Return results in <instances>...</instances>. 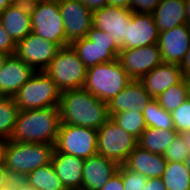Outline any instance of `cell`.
Here are the masks:
<instances>
[{
	"label": "cell",
	"instance_id": "6da1fadb",
	"mask_svg": "<svg viewBox=\"0 0 190 190\" xmlns=\"http://www.w3.org/2000/svg\"><path fill=\"white\" fill-rule=\"evenodd\" d=\"M61 123L98 130L109 118L108 103L84 88L61 92Z\"/></svg>",
	"mask_w": 190,
	"mask_h": 190
},
{
	"label": "cell",
	"instance_id": "7a4b0ae2",
	"mask_svg": "<svg viewBox=\"0 0 190 190\" xmlns=\"http://www.w3.org/2000/svg\"><path fill=\"white\" fill-rule=\"evenodd\" d=\"M60 125L59 106L22 110L18 113L10 140L55 145Z\"/></svg>",
	"mask_w": 190,
	"mask_h": 190
},
{
	"label": "cell",
	"instance_id": "3957f363",
	"mask_svg": "<svg viewBox=\"0 0 190 190\" xmlns=\"http://www.w3.org/2000/svg\"><path fill=\"white\" fill-rule=\"evenodd\" d=\"M53 144L7 140L2 160L11 179H24L30 172L51 162Z\"/></svg>",
	"mask_w": 190,
	"mask_h": 190
},
{
	"label": "cell",
	"instance_id": "277c9868",
	"mask_svg": "<svg viewBox=\"0 0 190 190\" xmlns=\"http://www.w3.org/2000/svg\"><path fill=\"white\" fill-rule=\"evenodd\" d=\"M133 80L118 59L87 68L84 89L109 103Z\"/></svg>",
	"mask_w": 190,
	"mask_h": 190
},
{
	"label": "cell",
	"instance_id": "5b68a950",
	"mask_svg": "<svg viewBox=\"0 0 190 190\" xmlns=\"http://www.w3.org/2000/svg\"><path fill=\"white\" fill-rule=\"evenodd\" d=\"M61 91L45 71H35L13 99L22 110L59 106Z\"/></svg>",
	"mask_w": 190,
	"mask_h": 190
},
{
	"label": "cell",
	"instance_id": "8992f818",
	"mask_svg": "<svg viewBox=\"0 0 190 190\" xmlns=\"http://www.w3.org/2000/svg\"><path fill=\"white\" fill-rule=\"evenodd\" d=\"M45 72L61 92L84 87L87 67L71 45L61 47Z\"/></svg>",
	"mask_w": 190,
	"mask_h": 190
},
{
	"label": "cell",
	"instance_id": "52a82bcc",
	"mask_svg": "<svg viewBox=\"0 0 190 190\" xmlns=\"http://www.w3.org/2000/svg\"><path fill=\"white\" fill-rule=\"evenodd\" d=\"M32 33L60 47L70 45L66 40L58 0L30 1Z\"/></svg>",
	"mask_w": 190,
	"mask_h": 190
},
{
	"label": "cell",
	"instance_id": "ba28073f",
	"mask_svg": "<svg viewBox=\"0 0 190 190\" xmlns=\"http://www.w3.org/2000/svg\"><path fill=\"white\" fill-rule=\"evenodd\" d=\"M70 45L87 68L116 60L121 50L109 33L93 26L86 37L75 40Z\"/></svg>",
	"mask_w": 190,
	"mask_h": 190
},
{
	"label": "cell",
	"instance_id": "9c48e42d",
	"mask_svg": "<svg viewBox=\"0 0 190 190\" xmlns=\"http://www.w3.org/2000/svg\"><path fill=\"white\" fill-rule=\"evenodd\" d=\"M138 145V139L127 133L111 118H109L97 130V151L105 158L124 165L134 148Z\"/></svg>",
	"mask_w": 190,
	"mask_h": 190
},
{
	"label": "cell",
	"instance_id": "30bf717a",
	"mask_svg": "<svg viewBox=\"0 0 190 190\" xmlns=\"http://www.w3.org/2000/svg\"><path fill=\"white\" fill-rule=\"evenodd\" d=\"M54 148L58 152L88 159L98 154L97 130L61 123Z\"/></svg>",
	"mask_w": 190,
	"mask_h": 190
},
{
	"label": "cell",
	"instance_id": "8fae6325",
	"mask_svg": "<svg viewBox=\"0 0 190 190\" xmlns=\"http://www.w3.org/2000/svg\"><path fill=\"white\" fill-rule=\"evenodd\" d=\"M132 13L129 8L106 5L92 12V26L109 33L120 49H126L127 25Z\"/></svg>",
	"mask_w": 190,
	"mask_h": 190
},
{
	"label": "cell",
	"instance_id": "7c38bea8",
	"mask_svg": "<svg viewBox=\"0 0 190 190\" xmlns=\"http://www.w3.org/2000/svg\"><path fill=\"white\" fill-rule=\"evenodd\" d=\"M61 47L30 33L16 44L15 55L35 71H45Z\"/></svg>",
	"mask_w": 190,
	"mask_h": 190
},
{
	"label": "cell",
	"instance_id": "4fadbf2b",
	"mask_svg": "<svg viewBox=\"0 0 190 190\" xmlns=\"http://www.w3.org/2000/svg\"><path fill=\"white\" fill-rule=\"evenodd\" d=\"M132 80H141L163 61L157 44L133 49H121L118 58Z\"/></svg>",
	"mask_w": 190,
	"mask_h": 190
},
{
	"label": "cell",
	"instance_id": "5bb4252c",
	"mask_svg": "<svg viewBox=\"0 0 190 190\" xmlns=\"http://www.w3.org/2000/svg\"><path fill=\"white\" fill-rule=\"evenodd\" d=\"M66 40L73 41L87 36L92 27V11L79 0H58Z\"/></svg>",
	"mask_w": 190,
	"mask_h": 190
},
{
	"label": "cell",
	"instance_id": "9a60e30c",
	"mask_svg": "<svg viewBox=\"0 0 190 190\" xmlns=\"http://www.w3.org/2000/svg\"><path fill=\"white\" fill-rule=\"evenodd\" d=\"M157 45L164 63L181 65L190 46V25L160 32Z\"/></svg>",
	"mask_w": 190,
	"mask_h": 190
},
{
	"label": "cell",
	"instance_id": "2e32d148",
	"mask_svg": "<svg viewBox=\"0 0 190 190\" xmlns=\"http://www.w3.org/2000/svg\"><path fill=\"white\" fill-rule=\"evenodd\" d=\"M3 28L17 44L32 33L30 2L16 1L0 13Z\"/></svg>",
	"mask_w": 190,
	"mask_h": 190
},
{
	"label": "cell",
	"instance_id": "e0dca14e",
	"mask_svg": "<svg viewBox=\"0 0 190 190\" xmlns=\"http://www.w3.org/2000/svg\"><path fill=\"white\" fill-rule=\"evenodd\" d=\"M119 167L117 162L100 154L85 159L81 190H100L118 172Z\"/></svg>",
	"mask_w": 190,
	"mask_h": 190
},
{
	"label": "cell",
	"instance_id": "ac0fdd59",
	"mask_svg": "<svg viewBox=\"0 0 190 190\" xmlns=\"http://www.w3.org/2000/svg\"><path fill=\"white\" fill-rule=\"evenodd\" d=\"M34 72L15 54L10 55L0 70V96L14 97Z\"/></svg>",
	"mask_w": 190,
	"mask_h": 190
},
{
	"label": "cell",
	"instance_id": "d6986e66",
	"mask_svg": "<svg viewBox=\"0 0 190 190\" xmlns=\"http://www.w3.org/2000/svg\"><path fill=\"white\" fill-rule=\"evenodd\" d=\"M159 33L152 14L133 12L127 25L126 49L157 44Z\"/></svg>",
	"mask_w": 190,
	"mask_h": 190
},
{
	"label": "cell",
	"instance_id": "ffe728a7",
	"mask_svg": "<svg viewBox=\"0 0 190 190\" xmlns=\"http://www.w3.org/2000/svg\"><path fill=\"white\" fill-rule=\"evenodd\" d=\"M84 161L83 158L58 152L54 148L51 163L66 190L82 189Z\"/></svg>",
	"mask_w": 190,
	"mask_h": 190
},
{
	"label": "cell",
	"instance_id": "44dd1931",
	"mask_svg": "<svg viewBox=\"0 0 190 190\" xmlns=\"http://www.w3.org/2000/svg\"><path fill=\"white\" fill-rule=\"evenodd\" d=\"M184 77L180 65L162 62L147 73L140 82L150 97L156 99L162 92L179 83Z\"/></svg>",
	"mask_w": 190,
	"mask_h": 190
},
{
	"label": "cell",
	"instance_id": "7402d4cb",
	"mask_svg": "<svg viewBox=\"0 0 190 190\" xmlns=\"http://www.w3.org/2000/svg\"><path fill=\"white\" fill-rule=\"evenodd\" d=\"M150 99L144 85L133 80L108 103L109 116L122 111L142 110Z\"/></svg>",
	"mask_w": 190,
	"mask_h": 190
},
{
	"label": "cell",
	"instance_id": "603a6c76",
	"mask_svg": "<svg viewBox=\"0 0 190 190\" xmlns=\"http://www.w3.org/2000/svg\"><path fill=\"white\" fill-rule=\"evenodd\" d=\"M124 165L146 178H161L167 161L164 155L153 154L137 145Z\"/></svg>",
	"mask_w": 190,
	"mask_h": 190
},
{
	"label": "cell",
	"instance_id": "cb8c5ba5",
	"mask_svg": "<svg viewBox=\"0 0 190 190\" xmlns=\"http://www.w3.org/2000/svg\"><path fill=\"white\" fill-rule=\"evenodd\" d=\"M185 0H160L152 15L158 31L171 30L187 24Z\"/></svg>",
	"mask_w": 190,
	"mask_h": 190
},
{
	"label": "cell",
	"instance_id": "d4e9b609",
	"mask_svg": "<svg viewBox=\"0 0 190 190\" xmlns=\"http://www.w3.org/2000/svg\"><path fill=\"white\" fill-rule=\"evenodd\" d=\"M178 134L176 130L147 127L138 139V145L153 154L164 155Z\"/></svg>",
	"mask_w": 190,
	"mask_h": 190
},
{
	"label": "cell",
	"instance_id": "484cf974",
	"mask_svg": "<svg viewBox=\"0 0 190 190\" xmlns=\"http://www.w3.org/2000/svg\"><path fill=\"white\" fill-rule=\"evenodd\" d=\"M24 180L38 190H66L51 162L30 172Z\"/></svg>",
	"mask_w": 190,
	"mask_h": 190
},
{
	"label": "cell",
	"instance_id": "4316f807",
	"mask_svg": "<svg viewBox=\"0 0 190 190\" xmlns=\"http://www.w3.org/2000/svg\"><path fill=\"white\" fill-rule=\"evenodd\" d=\"M161 179L167 190H190V172L184 162H167Z\"/></svg>",
	"mask_w": 190,
	"mask_h": 190
},
{
	"label": "cell",
	"instance_id": "83f0119b",
	"mask_svg": "<svg viewBox=\"0 0 190 190\" xmlns=\"http://www.w3.org/2000/svg\"><path fill=\"white\" fill-rule=\"evenodd\" d=\"M141 111L146 127L175 130L171 112L166 111L162 106H160L156 99H150L146 107Z\"/></svg>",
	"mask_w": 190,
	"mask_h": 190
},
{
	"label": "cell",
	"instance_id": "f1b7e54d",
	"mask_svg": "<svg viewBox=\"0 0 190 190\" xmlns=\"http://www.w3.org/2000/svg\"><path fill=\"white\" fill-rule=\"evenodd\" d=\"M13 97L0 96V138L10 140L19 113Z\"/></svg>",
	"mask_w": 190,
	"mask_h": 190
},
{
	"label": "cell",
	"instance_id": "f546056e",
	"mask_svg": "<svg viewBox=\"0 0 190 190\" xmlns=\"http://www.w3.org/2000/svg\"><path fill=\"white\" fill-rule=\"evenodd\" d=\"M110 118L123 130L132 134L137 139L141 137V134L147 128L141 110L114 113Z\"/></svg>",
	"mask_w": 190,
	"mask_h": 190
},
{
	"label": "cell",
	"instance_id": "4dcf8cb0",
	"mask_svg": "<svg viewBox=\"0 0 190 190\" xmlns=\"http://www.w3.org/2000/svg\"><path fill=\"white\" fill-rule=\"evenodd\" d=\"M156 100L166 111L172 112L176 110L187 100L186 77L162 92Z\"/></svg>",
	"mask_w": 190,
	"mask_h": 190
},
{
	"label": "cell",
	"instance_id": "1f68e13d",
	"mask_svg": "<svg viewBox=\"0 0 190 190\" xmlns=\"http://www.w3.org/2000/svg\"><path fill=\"white\" fill-rule=\"evenodd\" d=\"M175 130L180 134L190 131V101L186 100L171 112Z\"/></svg>",
	"mask_w": 190,
	"mask_h": 190
},
{
	"label": "cell",
	"instance_id": "d6a6232c",
	"mask_svg": "<svg viewBox=\"0 0 190 190\" xmlns=\"http://www.w3.org/2000/svg\"><path fill=\"white\" fill-rule=\"evenodd\" d=\"M188 153L189 151L183 141V138L178 134V136L167 147V150L164 153V158L167 162H184Z\"/></svg>",
	"mask_w": 190,
	"mask_h": 190
},
{
	"label": "cell",
	"instance_id": "836d02e7",
	"mask_svg": "<svg viewBox=\"0 0 190 190\" xmlns=\"http://www.w3.org/2000/svg\"><path fill=\"white\" fill-rule=\"evenodd\" d=\"M148 178L140 173L131 171L125 165H122V183L124 190H145Z\"/></svg>",
	"mask_w": 190,
	"mask_h": 190
},
{
	"label": "cell",
	"instance_id": "e575fe53",
	"mask_svg": "<svg viewBox=\"0 0 190 190\" xmlns=\"http://www.w3.org/2000/svg\"><path fill=\"white\" fill-rule=\"evenodd\" d=\"M160 0H131L130 10L134 13L152 14Z\"/></svg>",
	"mask_w": 190,
	"mask_h": 190
},
{
	"label": "cell",
	"instance_id": "d590c367",
	"mask_svg": "<svg viewBox=\"0 0 190 190\" xmlns=\"http://www.w3.org/2000/svg\"><path fill=\"white\" fill-rule=\"evenodd\" d=\"M16 51V43L11 36L3 28L0 22V53L14 55Z\"/></svg>",
	"mask_w": 190,
	"mask_h": 190
},
{
	"label": "cell",
	"instance_id": "8d00e7d4",
	"mask_svg": "<svg viewBox=\"0 0 190 190\" xmlns=\"http://www.w3.org/2000/svg\"><path fill=\"white\" fill-rule=\"evenodd\" d=\"M100 190H124L122 183V165H120L118 172L111 176L107 184Z\"/></svg>",
	"mask_w": 190,
	"mask_h": 190
},
{
	"label": "cell",
	"instance_id": "74e56055",
	"mask_svg": "<svg viewBox=\"0 0 190 190\" xmlns=\"http://www.w3.org/2000/svg\"><path fill=\"white\" fill-rule=\"evenodd\" d=\"M11 180L12 179L5 168L3 160L0 161V190L5 189L7 186H9Z\"/></svg>",
	"mask_w": 190,
	"mask_h": 190
},
{
	"label": "cell",
	"instance_id": "f35d334b",
	"mask_svg": "<svg viewBox=\"0 0 190 190\" xmlns=\"http://www.w3.org/2000/svg\"><path fill=\"white\" fill-rule=\"evenodd\" d=\"M145 190H167L161 178H148Z\"/></svg>",
	"mask_w": 190,
	"mask_h": 190
},
{
	"label": "cell",
	"instance_id": "ab89813d",
	"mask_svg": "<svg viewBox=\"0 0 190 190\" xmlns=\"http://www.w3.org/2000/svg\"><path fill=\"white\" fill-rule=\"evenodd\" d=\"M10 185L12 190H38L29 185L24 179H12Z\"/></svg>",
	"mask_w": 190,
	"mask_h": 190
},
{
	"label": "cell",
	"instance_id": "60d3db41",
	"mask_svg": "<svg viewBox=\"0 0 190 190\" xmlns=\"http://www.w3.org/2000/svg\"><path fill=\"white\" fill-rule=\"evenodd\" d=\"M83 2L92 12L107 5V0H79Z\"/></svg>",
	"mask_w": 190,
	"mask_h": 190
},
{
	"label": "cell",
	"instance_id": "b9f144b4",
	"mask_svg": "<svg viewBox=\"0 0 190 190\" xmlns=\"http://www.w3.org/2000/svg\"><path fill=\"white\" fill-rule=\"evenodd\" d=\"M183 75L185 77H190V46L189 49L187 51V53L185 54V57L180 65Z\"/></svg>",
	"mask_w": 190,
	"mask_h": 190
},
{
	"label": "cell",
	"instance_id": "7bdbcfd3",
	"mask_svg": "<svg viewBox=\"0 0 190 190\" xmlns=\"http://www.w3.org/2000/svg\"><path fill=\"white\" fill-rule=\"evenodd\" d=\"M107 5L122 6L130 9L131 0H107Z\"/></svg>",
	"mask_w": 190,
	"mask_h": 190
},
{
	"label": "cell",
	"instance_id": "ee69618b",
	"mask_svg": "<svg viewBox=\"0 0 190 190\" xmlns=\"http://www.w3.org/2000/svg\"><path fill=\"white\" fill-rule=\"evenodd\" d=\"M179 135L183 138V141L185 142V145L190 153V131L180 133Z\"/></svg>",
	"mask_w": 190,
	"mask_h": 190
},
{
	"label": "cell",
	"instance_id": "f6af8a7d",
	"mask_svg": "<svg viewBox=\"0 0 190 190\" xmlns=\"http://www.w3.org/2000/svg\"><path fill=\"white\" fill-rule=\"evenodd\" d=\"M15 0H0V13L3 12L8 6L15 3Z\"/></svg>",
	"mask_w": 190,
	"mask_h": 190
},
{
	"label": "cell",
	"instance_id": "bcb514c9",
	"mask_svg": "<svg viewBox=\"0 0 190 190\" xmlns=\"http://www.w3.org/2000/svg\"><path fill=\"white\" fill-rule=\"evenodd\" d=\"M185 7H186L185 16L187 19V24L190 25V0H185Z\"/></svg>",
	"mask_w": 190,
	"mask_h": 190
},
{
	"label": "cell",
	"instance_id": "7dc6e473",
	"mask_svg": "<svg viewBox=\"0 0 190 190\" xmlns=\"http://www.w3.org/2000/svg\"><path fill=\"white\" fill-rule=\"evenodd\" d=\"M9 56H10L9 54L0 53V70Z\"/></svg>",
	"mask_w": 190,
	"mask_h": 190
},
{
	"label": "cell",
	"instance_id": "c3c4849f",
	"mask_svg": "<svg viewBox=\"0 0 190 190\" xmlns=\"http://www.w3.org/2000/svg\"><path fill=\"white\" fill-rule=\"evenodd\" d=\"M187 100L190 101V77H186Z\"/></svg>",
	"mask_w": 190,
	"mask_h": 190
},
{
	"label": "cell",
	"instance_id": "681fc988",
	"mask_svg": "<svg viewBox=\"0 0 190 190\" xmlns=\"http://www.w3.org/2000/svg\"><path fill=\"white\" fill-rule=\"evenodd\" d=\"M4 142L5 141L0 138V161H2Z\"/></svg>",
	"mask_w": 190,
	"mask_h": 190
},
{
	"label": "cell",
	"instance_id": "f907efd6",
	"mask_svg": "<svg viewBox=\"0 0 190 190\" xmlns=\"http://www.w3.org/2000/svg\"><path fill=\"white\" fill-rule=\"evenodd\" d=\"M184 163L190 172V153H188V156L185 158Z\"/></svg>",
	"mask_w": 190,
	"mask_h": 190
},
{
	"label": "cell",
	"instance_id": "816d5d0a",
	"mask_svg": "<svg viewBox=\"0 0 190 190\" xmlns=\"http://www.w3.org/2000/svg\"><path fill=\"white\" fill-rule=\"evenodd\" d=\"M2 190H12V187H11V185H9L5 189H2Z\"/></svg>",
	"mask_w": 190,
	"mask_h": 190
},
{
	"label": "cell",
	"instance_id": "f5cc1de1",
	"mask_svg": "<svg viewBox=\"0 0 190 190\" xmlns=\"http://www.w3.org/2000/svg\"><path fill=\"white\" fill-rule=\"evenodd\" d=\"M30 1H32V0H23V2H30Z\"/></svg>",
	"mask_w": 190,
	"mask_h": 190
}]
</instances>
